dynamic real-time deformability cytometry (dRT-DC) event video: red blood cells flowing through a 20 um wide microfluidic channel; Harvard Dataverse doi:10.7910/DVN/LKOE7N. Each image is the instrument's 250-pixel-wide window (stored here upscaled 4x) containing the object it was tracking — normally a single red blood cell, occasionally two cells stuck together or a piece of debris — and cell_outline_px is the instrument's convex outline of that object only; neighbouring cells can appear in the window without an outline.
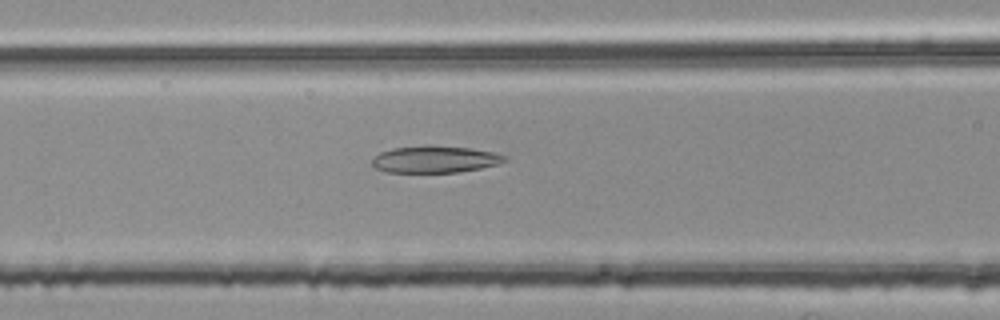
{"species": "common noctule bat (a hibernating species)", "species_latin": "Nyctalus noctula", "temperature_condition": "room temperature", "stored_images_in_passage": 51, "camera_frame_rate_fps": 3000, "um_per_image_px": 0.085, "animal": {"sex": "female", "body_mass_g": 25.1}, "frame": {"image": 1, "passage_image": 19, "time_ms": 6.0, "image_size_px": [1000, 320], "cell_outline_px": [[508, 160], [496, 164], [480, 168], [456, 172], [388, 172], [376, 168], [372, 164], [372, 160], [380, 152], [392, 148], [472, 148], [492, 152], [508, 156]], "centroid_in_image_um": [37.0, 13.58], "position_along_channel_um": 129.6, "area_um2": 19.71}}
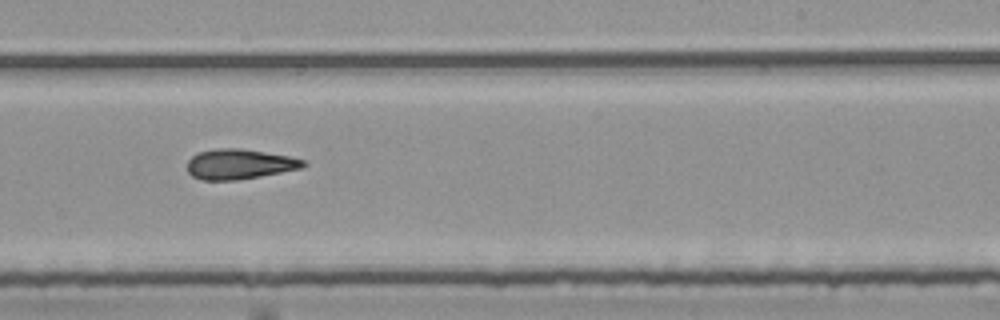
{"frame": {"image": 2, "passage_image": 30, "time_ms": 9.667, "image_size_px": [1000, 320], "cell_outline_px": [[308, 164], [304, 168], [260, 176], [236, 180], [200, 180], [192, 176], [188, 172], [188, 160], [192, 156], [200, 152], [216, 148], [240, 148], [288, 156], [304, 160]], "centroid_in_image_um": [20.36, 13.95], "position_along_channel_um": 268.6, "area_um2": 20.35}}
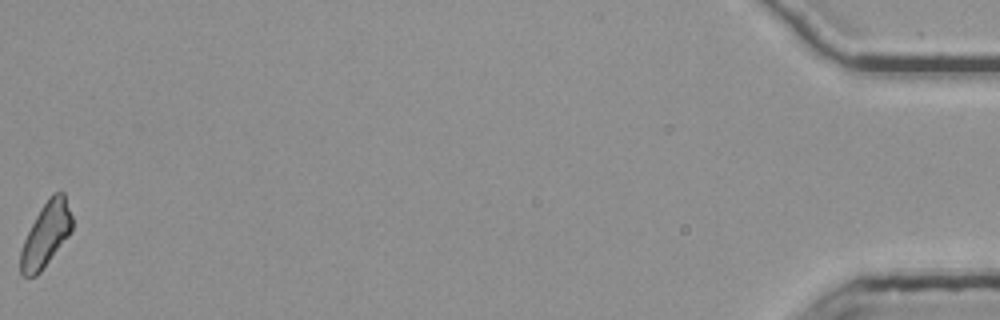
{"frame": {"image": 3, "passage_image": 51, "time_ms": 16.667, "image_size_px": [1000, 320], "cell_outline_px": [[72, 232], [40, 272], [36, 276], [20, 276], [20, 252], [24, 240], [40, 208], [48, 196], [52, 192], [64, 192], [72, 216]], "centroid_in_image_um": [3.91, 19.93], "position_along_channel_um": 431.3, "area_um2": 19.36}, "authors_computed_cell_mechanics": {"area_um2": 19.9988, "velocity_mm_per_s": 3.7888, "shape_relaxation_time_tau1_ms": null, "shape_relaxation_time_tau2_ms": 7.4718, "deformation_change_tau1": null, "deformation_change_tau2": 0.203}}